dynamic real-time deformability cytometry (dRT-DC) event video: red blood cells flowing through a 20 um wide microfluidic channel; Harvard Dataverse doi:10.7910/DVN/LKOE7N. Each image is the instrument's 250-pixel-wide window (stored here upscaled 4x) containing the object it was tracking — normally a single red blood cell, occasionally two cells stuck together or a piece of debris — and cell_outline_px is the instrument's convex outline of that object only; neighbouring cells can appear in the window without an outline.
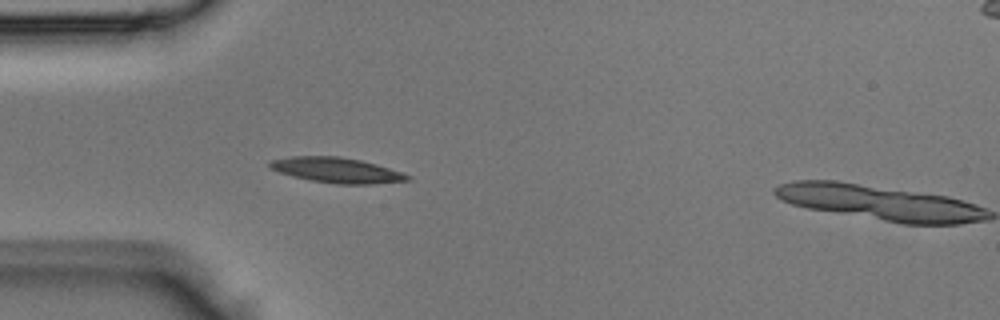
{"species": "Egyptian fruit bat (a non-hibernating species)", "species_latin": "Rousettus aegyptiacus", "temperature_condition": "room temperature", "stored_images_in_passage": 5, "camera_frame_rate_fps": 3000, "um_per_image_px": 0.085, "animal": {"sex": "male"}, "frame": {"image": 1, "passage_image": 4, "time_ms": 1.0, "image_size_px": [1000, 320], "cell_outline_px": [[412, 180], [368, 184], [336, 184], [312, 180], [292, 176], [268, 168], [268, 164], [272, 160], [292, 156], [340, 156], [360, 160], [376, 164], [412, 176]], "centroid_in_image_um": [28.61, 14.46], "position_along_channel_um": 56.4, "area_um2": 20.11}}